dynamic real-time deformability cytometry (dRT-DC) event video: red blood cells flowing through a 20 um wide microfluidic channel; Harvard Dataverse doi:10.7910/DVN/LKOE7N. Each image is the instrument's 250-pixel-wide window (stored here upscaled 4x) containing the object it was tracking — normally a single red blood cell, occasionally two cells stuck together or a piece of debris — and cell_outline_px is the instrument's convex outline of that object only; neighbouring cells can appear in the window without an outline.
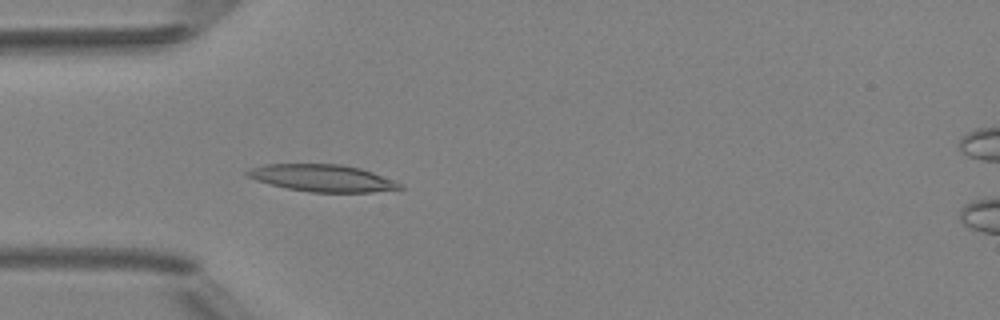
{"species": "Egyptian fruit bat (a non-hibernating species)", "species_latin": "Rousettus aegyptiacus", "temperature_condition": "room temperature", "stored_images_in_passage": 2, "camera_frame_rate_fps": 3000, "um_per_image_px": 0.085, "animal": {"sex": "female"}, "frame": {"image": 1, "passage_image": 2, "time_ms": 1.333, "image_size_px": [1000, 320], "cell_outline_px": [[404, 188], [372, 192], [308, 192], [288, 188], [256, 180], [248, 176], [244, 172], [248, 168], [264, 164], [340, 164], [360, 168], [396, 180]], "centroid_in_image_um": [27.4, 15.13], "position_along_channel_um": 57.6, "area_um2": 23.99}}